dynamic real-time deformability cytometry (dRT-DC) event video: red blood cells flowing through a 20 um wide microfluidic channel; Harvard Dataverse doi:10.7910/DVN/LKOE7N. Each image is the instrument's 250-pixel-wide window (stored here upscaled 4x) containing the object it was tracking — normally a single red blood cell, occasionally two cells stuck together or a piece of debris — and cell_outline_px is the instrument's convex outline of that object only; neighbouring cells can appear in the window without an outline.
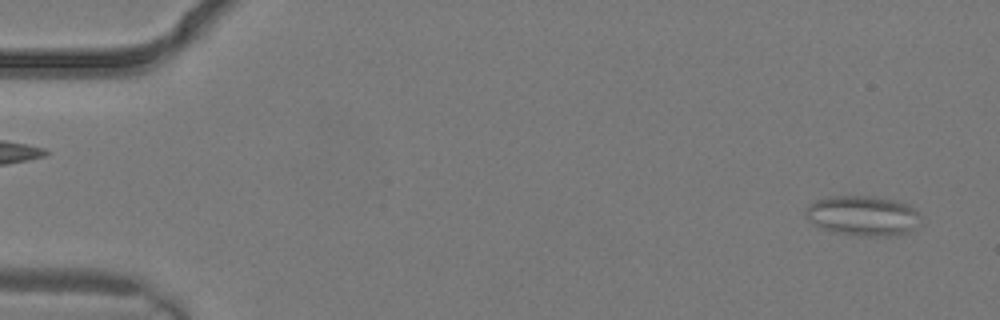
{"species": "common noctule bat (a hibernating species)", "species_latin": "Nyctalus noctula", "temperature_condition": "warm", "stored_images_in_passage": 3, "segment_of_instrument_passage": [2, 2], "camera_frame_rate_fps": 3000, "um_per_image_px": 0.085, "animal": {"sex": "male", "body_mass_g": 19.2, "forearm_length_mm": 51.8}, "frame": {"image": 1, "passage_image": 3, "time_ms": 0.667, "image_size_px": [1000, 320], "cell_outline_px": [[924, 216], [908, 232], [896, 236], [864, 236], [832, 232], [816, 224], [804, 212], [804, 208], [808, 204], [816, 200], [828, 196], [872, 196], [896, 200], [908, 204], [916, 208]], "centroid_in_image_um": [73.4, 18.32], "position_along_channel_um": 11.6, "area_um2": 26.99}}